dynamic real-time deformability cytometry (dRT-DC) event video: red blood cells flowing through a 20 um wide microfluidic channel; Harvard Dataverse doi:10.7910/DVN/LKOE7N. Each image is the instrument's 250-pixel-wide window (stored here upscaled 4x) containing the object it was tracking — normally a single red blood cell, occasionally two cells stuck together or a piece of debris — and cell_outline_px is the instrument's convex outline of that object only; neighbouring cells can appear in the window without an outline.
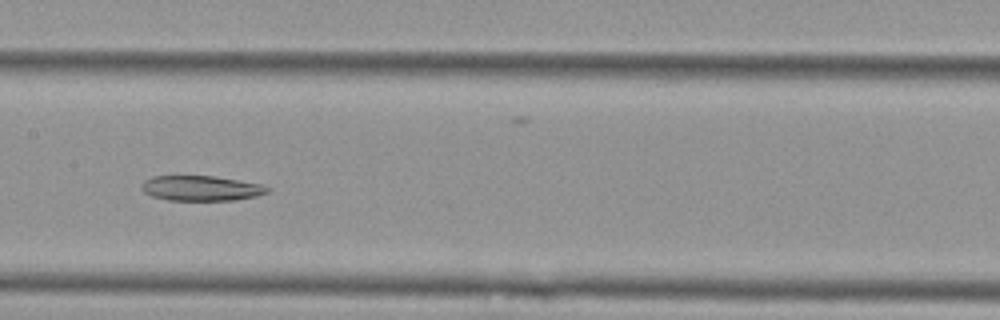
{"species": "Egyptian fruit bat (a non-hibernating species)", "species_latin": "Rousettus aegyptiacus", "temperature_condition": "cold", "stored_images_in_passage": 8, "camera_frame_rate_fps": 3000, "um_per_image_px": 0.085, "animal": {"sex": "female"}, "frame": {"image": 1, "passage_image": 8, "time_ms": 2.333, "image_size_px": [1000, 320], "cell_outline_px": [[272, 188], [268, 192], [256, 196], [232, 200], [168, 200], [152, 196], [144, 192], [140, 188], [140, 184], [144, 180], [152, 176], [216, 176], [260, 184]], "centroid_in_image_um": [17.06, 15.99], "position_along_channel_um": 190.3, "area_um2": 18.44}}